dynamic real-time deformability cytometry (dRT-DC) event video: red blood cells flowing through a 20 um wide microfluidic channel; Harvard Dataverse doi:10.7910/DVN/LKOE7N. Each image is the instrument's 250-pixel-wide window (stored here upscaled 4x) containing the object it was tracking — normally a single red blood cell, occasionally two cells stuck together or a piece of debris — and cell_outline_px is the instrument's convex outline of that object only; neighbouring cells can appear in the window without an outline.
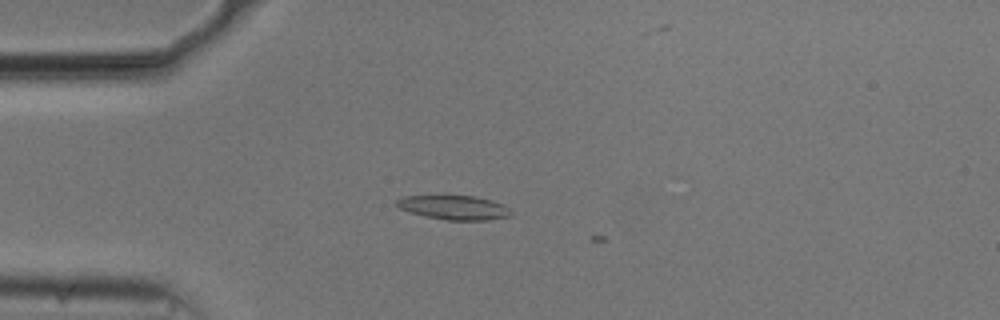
{"species": "common noctule bat (a hibernating species)", "species_latin": "Nyctalus noctula", "temperature_condition": "cold", "stored_images_in_passage": 11, "camera_frame_rate_fps": 3000, "um_per_image_px": 0.085, "animal": {"sex": "male", "body_mass_g": 20.5, "forearm_length_mm": 52.5}, "frame": {"image": 1, "passage_image": 10, "time_ms": 3.0, "image_size_px": [1000, 320], "cell_outline_px": [[512, 216], [488, 220], [448, 220], [424, 216], [400, 208], [396, 204], [396, 200], [404, 196], [472, 196], [504, 204], [512, 212]], "centroid_in_image_um": [38.62, 17.65], "position_along_channel_um": 46.4, "area_um2": 15.9}}